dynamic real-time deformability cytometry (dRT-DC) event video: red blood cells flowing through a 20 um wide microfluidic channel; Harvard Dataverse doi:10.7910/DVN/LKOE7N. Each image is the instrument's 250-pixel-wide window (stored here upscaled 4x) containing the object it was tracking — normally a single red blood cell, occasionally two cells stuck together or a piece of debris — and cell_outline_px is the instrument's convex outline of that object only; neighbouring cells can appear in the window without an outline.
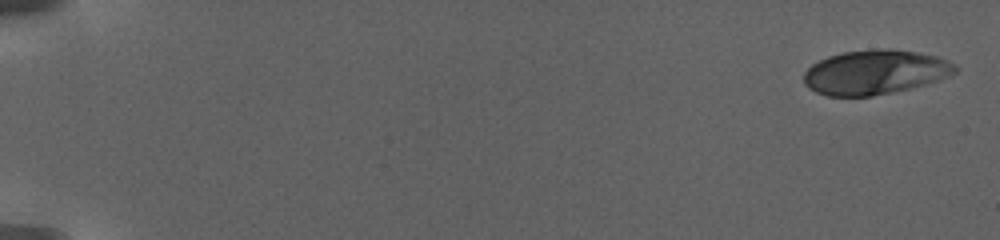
{"species": "human", "species_latin": "Homo sapiens", "temperature_condition": "warm", "stored_images_in_passage": 51, "camera_frame_rate_fps": 3000, "um_per_image_px": 0.085, "donor": {"sex": "female"}, "frame": {"image": 1, "passage_image": 1, "time_ms": 0.0, "image_size_px": [1000, 240], "cell_outline_px": [[960, 68], [956, 72], [948, 76], [924, 84], [908, 88], [872, 96], [828, 96], [816, 92], [808, 88], [804, 84], [804, 72], [812, 64], [828, 56], [844, 52], [884, 48], [892, 48], [916, 52], [936, 56], [948, 60], [956, 64]], "centroid_in_image_um": [74.38, 6.13], "position_along_channel_um": 10.6, "area_um2": 39.07}}
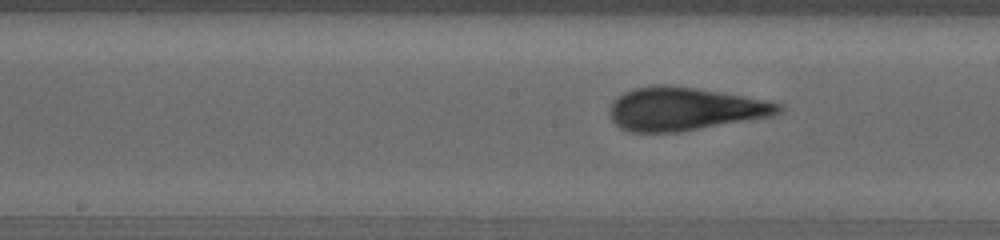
{"frame": {"image": 2, "passage_image": 21, "time_ms": 12.667, "image_size_px": [1000, 240], "cell_outline_px": [[784, 108], [780, 112], [772, 116], [680, 132], [628, 132], [620, 128], [612, 120], [612, 104], [616, 96], [624, 92], [636, 88], [656, 84], [664, 84], [696, 88], [744, 96], [764, 100], [780, 104]], "centroid_in_image_um": [58.18, 9.26], "position_along_channel_um": 190.0, "area_um2": 42.25}}
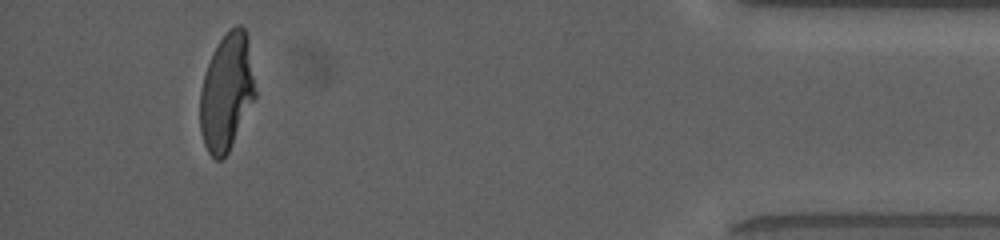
{"frame": {"image": 3, "passage_image": 45, "time_ms": 22.333, "image_size_px": [1000, 240], "cell_outline_px": [[256, 96], [228, 152], [220, 160], [216, 160], [208, 152], [204, 144], [200, 132], [200, 88], [212, 52], [220, 40], [236, 24], [240, 24], [244, 28], [248, 36], [256, 92]], "centroid_in_image_um": [19.26, 7.82], "position_along_channel_um": 415.9, "area_um2": 37.51}, "authors_computed_cell_mechanics": {"area_um2": 39.882, "velocity_mm_per_s": 2.8818, "shape_relaxation_time_tau1_ms": 8.3742, "shape_relaxation_time_tau2_ms": 0.9121, "deformation_change_tau1": 0.2509, "deformation_change_tau2": 0.0927}}